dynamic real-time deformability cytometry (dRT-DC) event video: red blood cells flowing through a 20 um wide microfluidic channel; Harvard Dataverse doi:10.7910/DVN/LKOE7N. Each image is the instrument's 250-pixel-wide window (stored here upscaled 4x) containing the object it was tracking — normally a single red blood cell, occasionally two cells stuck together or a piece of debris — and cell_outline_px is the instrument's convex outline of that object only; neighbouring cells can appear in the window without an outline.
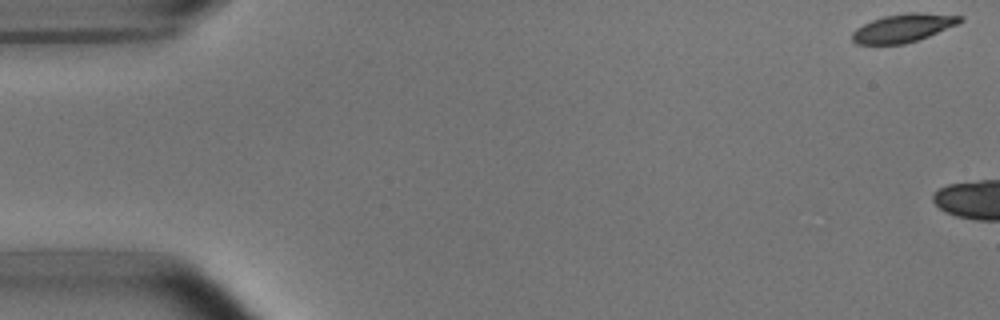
{"species": "common noctule bat (a hibernating species)", "species_latin": "Nyctalus noctula", "temperature_condition": "room temperature", "stored_images_in_passage": 6, "camera_frame_rate_fps": 3000, "um_per_image_px": 0.085, "animal": {"sex": "male", "body_mass_g": 15.6}, "frame": {"image": 1, "passage_image": 1, "time_ms": 0.0, "image_size_px": [1000, 320], "cell_outline_px": [[964, 20], [956, 24], [928, 36], [904, 44], [856, 44], [852, 40], [852, 32], [856, 28], [872, 20], [884, 16], [908, 12], [924, 12], [964, 16]], "centroid_in_image_um": [76.77, 2.36], "position_along_channel_um": 8.2, "area_um2": 17.69}}